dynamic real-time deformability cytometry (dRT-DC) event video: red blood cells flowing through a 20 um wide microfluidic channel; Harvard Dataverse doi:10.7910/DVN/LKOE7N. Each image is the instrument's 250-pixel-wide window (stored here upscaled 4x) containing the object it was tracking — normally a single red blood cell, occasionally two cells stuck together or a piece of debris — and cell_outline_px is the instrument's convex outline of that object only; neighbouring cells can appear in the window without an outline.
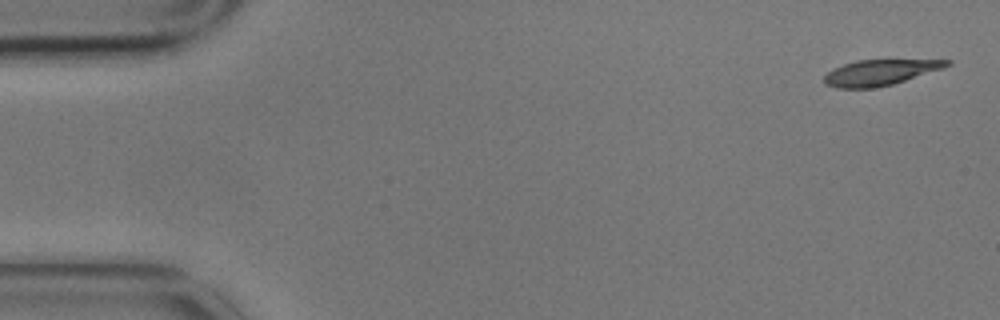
{"species": "common noctule bat (a hibernating species)", "species_latin": "Nyctalus noctula", "temperature_condition": "cold", "stored_images_in_passage": 3, "camera_frame_rate_fps": 3000, "um_per_image_px": 0.085, "animal": {"sex": "male", "body_mass_g": 17.9}, "frame": {"image": 1, "passage_image": 1, "time_ms": 0.0, "image_size_px": [1000, 320], "cell_outline_px": [[952, 64], [944, 68], [892, 84], [872, 88], [836, 88], [824, 84], [824, 76], [828, 72], [844, 64], [856, 60], [952, 60]], "centroid_in_image_um": [74.8, 6.16], "position_along_channel_um": 10.2, "area_um2": 18.15}}